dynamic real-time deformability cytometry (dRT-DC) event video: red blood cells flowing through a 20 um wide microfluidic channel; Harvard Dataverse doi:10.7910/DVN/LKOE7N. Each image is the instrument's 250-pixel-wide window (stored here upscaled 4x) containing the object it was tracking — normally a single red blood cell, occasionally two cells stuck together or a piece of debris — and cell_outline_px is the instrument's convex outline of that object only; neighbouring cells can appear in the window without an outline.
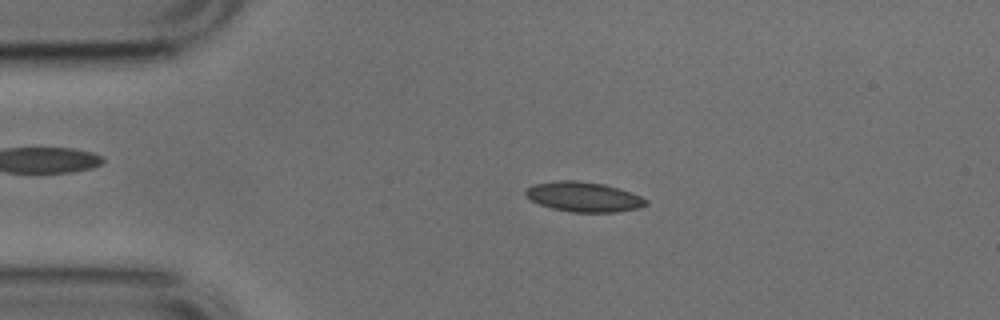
{"species": "common noctule bat (a hibernating species)", "species_latin": "Nyctalus noctula", "temperature_condition": "cold", "stored_images_in_passage": 51, "camera_frame_rate_fps": 3000, "um_per_image_px": 0.085, "animal": {"sex": "male", "body_mass_g": 17.9, "forearm_length_mm": 54.2}, "frame": {"image": 1, "passage_image": 10, "time_ms": 3.0, "image_size_px": [1000, 320], "cell_outline_px": [[648, 204], [640, 208], [616, 212], [572, 212], [552, 208], [540, 204], [524, 196], [524, 192], [532, 184], [560, 180], [576, 180], [604, 184], [620, 188], [640, 196], [648, 200]], "centroid_in_image_um": [49.62, 16.73], "position_along_channel_um": 35.4, "area_um2": 21.04}}
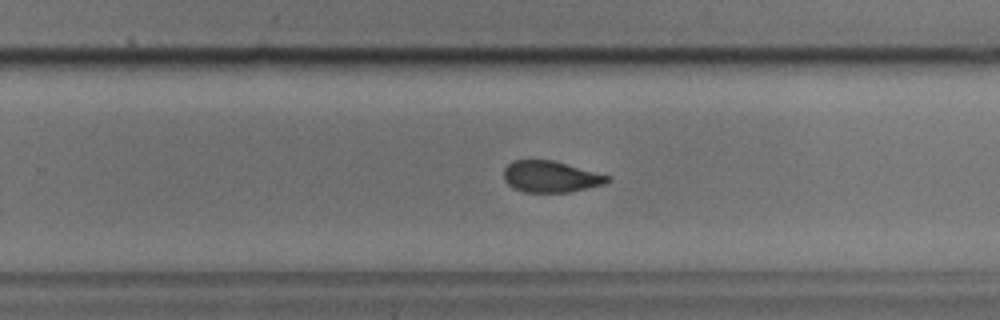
{"frame": {"image": 2, "passage_image": 32, "time_ms": 10.333, "image_size_px": [1000, 320], "cell_outline_px": [[612, 180], [604, 184], [568, 192], [524, 192], [512, 188], [504, 180], [504, 168], [512, 160], [552, 160], [612, 176]], "centroid_in_image_um": [46.81, 15.01], "position_along_channel_um": 283.0, "area_um2": 19.02}}
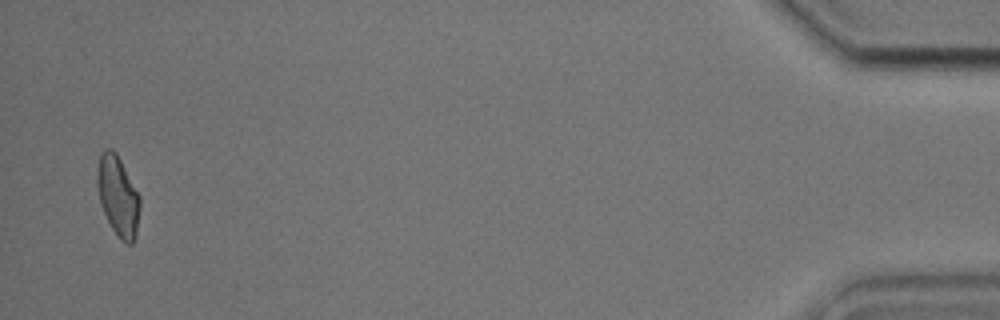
{"frame": {"image": 3, "passage_image": 50, "time_ms": 16.333, "image_size_px": [1000, 320], "cell_outline_px": [[140, 208], [136, 236], [132, 244], [128, 244], [120, 240], [116, 236], [100, 204], [96, 184], [96, 176], [100, 152], [104, 148], [112, 148], [116, 152], [140, 196]], "centroid_in_image_um": [10.02, 16.65], "position_along_channel_um": 425.2, "area_um2": 20.17}, "authors_computed_cell_mechanics": {"area_um2": 19.941, "velocity_mm_per_s": 3.818, "shape_relaxation_time_tau1_ms": 8.5031, "shape_relaxation_time_tau2_ms": 2.3212, "deformation_change_tau1": 0.1653, "deformation_change_tau2": 0.0701}}